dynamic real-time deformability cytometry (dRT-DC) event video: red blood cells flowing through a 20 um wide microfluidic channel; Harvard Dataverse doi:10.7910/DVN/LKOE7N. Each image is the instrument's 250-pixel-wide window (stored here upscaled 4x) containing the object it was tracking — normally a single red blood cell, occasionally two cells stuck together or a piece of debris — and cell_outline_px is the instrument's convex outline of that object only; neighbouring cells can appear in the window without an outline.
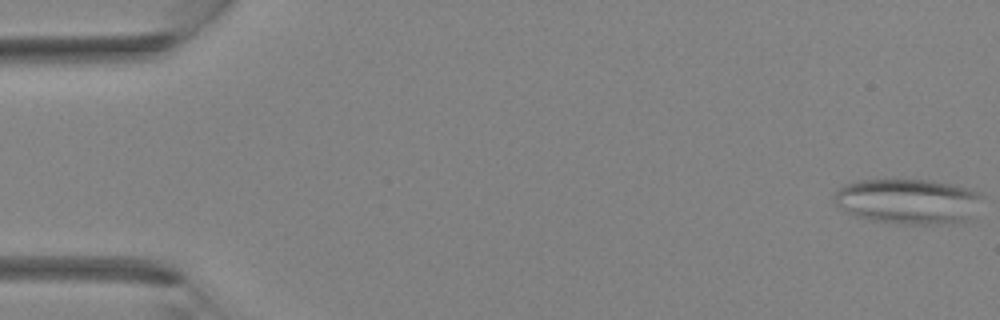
{"species": "Egyptian fruit bat (a non-hibernating species)", "species_latin": "Rousettus aegyptiacus", "temperature_condition": "room temperature", "stored_images_in_passage": 9, "camera_frame_rate_fps": 3000, "um_per_image_px": 0.085, "animal": {"sex": "female"}, "frame": {"image": 1, "passage_image": 1, "time_ms": 0.0, "image_size_px": [1000, 320], "cell_outline_px": [[984, 196], [968, 220], [948, 224], [900, 224], [872, 220], [856, 216], [840, 208], [836, 204], [836, 192], [844, 184], [860, 180], [932, 180], [952, 184], [968, 188], [980, 192]], "centroid_in_image_um": [77.23, 17.11], "position_along_channel_um": 7.8, "area_um2": 38.96}}